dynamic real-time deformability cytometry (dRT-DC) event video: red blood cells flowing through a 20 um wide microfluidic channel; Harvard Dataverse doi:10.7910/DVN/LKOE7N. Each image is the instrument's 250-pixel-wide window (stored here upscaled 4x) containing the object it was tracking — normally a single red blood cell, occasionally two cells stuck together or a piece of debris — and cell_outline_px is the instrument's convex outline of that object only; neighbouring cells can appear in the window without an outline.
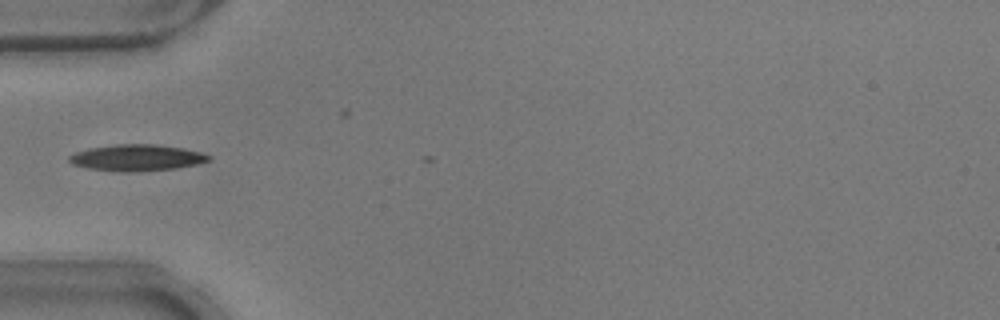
{"species": "common noctule bat (a hibernating species)", "species_latin": "Nyctalus noctula", "temperature_condition": "warm", "stored_images_in_passage": 5, "camera_frame_rate_fps": 3000, "um_per_image_px": 0.085, "animal": {"sex": "male", "body_mass_g": 17.9}, "frame": {"image": 1, "passage_image": 2, "time_ms": 0.333, "image_size_px": [1000, 320], "cell_outline_px": [[212, 156], [208, 160], [196, 164], [176, 168], [124, 172], [88, 168], [72, 164], [68, 160], [68, 156], [76, 152], [88, 148], [116, 144], [156, 144], [184, 148], [200, 152]], "centroid_in_image_um": [11.6, 13.39], "position_along_channel_um": 73.4, "area_um2": 21.27}}